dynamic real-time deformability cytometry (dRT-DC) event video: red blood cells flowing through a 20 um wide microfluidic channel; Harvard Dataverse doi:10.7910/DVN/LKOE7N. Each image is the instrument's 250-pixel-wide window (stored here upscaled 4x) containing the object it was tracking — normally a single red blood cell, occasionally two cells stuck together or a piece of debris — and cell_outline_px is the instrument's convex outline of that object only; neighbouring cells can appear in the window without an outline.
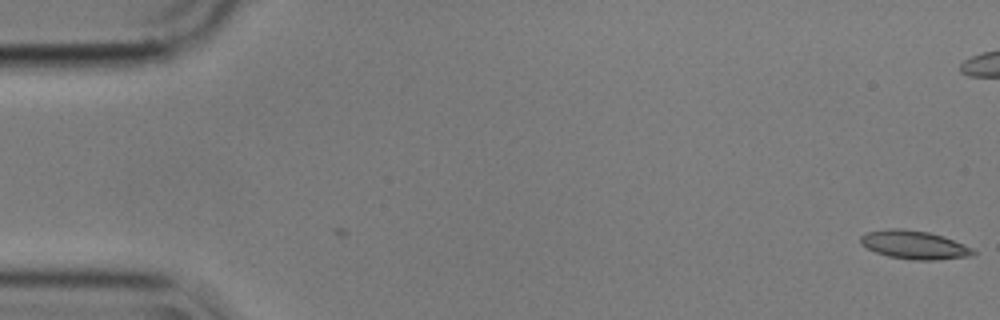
{"species": "common noctule bat (a hibernating species)", "species_latin": "Nyctalus noctula", "temperature_condition": "cold", "stored_images_in_passage": 57, "camera_frame_rate_fps": 3000, "um_per_image_px": 0.085, "animal": {"sex": "male", "body_mass_g": 17.9}, "frame": {"image": 1, "passage_image": 1, "time_ms": 0.0, "image_size_px": [1000, 320], "cell_outline_px": [[976, 252], [972, 256], [936, 260], [916, 260], [888, 256], [876, 252], [860, 244], [860, 236], [868, 232], [888, 228], [904, 228], [928, 232], [944, 236], [964, 244], [972, 248]], "centroid_in_image_um": [77.72, 20.8], "position_along_channel_um": 7.3, "area_um2": 18.73}}
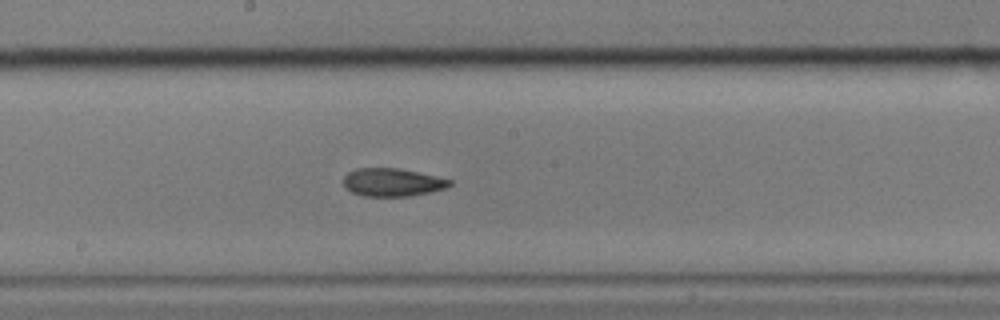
{"frame": {"image": 2, "passage_image": 30, "time_ms": 9.667, "image_size_px": [1000, 320], "cell_outline_px": [[452, 184], [448, 188], [432, 192], [408, 196], [364, 196], [352, 192], [344, 184], [344, 176], [348, 172], [356, 168], [400, 168], [436, 176], [452, 180]], "centroid_in_image_um": [33.39, 15.49], "position_along_channel_um": 214.8, "area_um2": 17.4}}
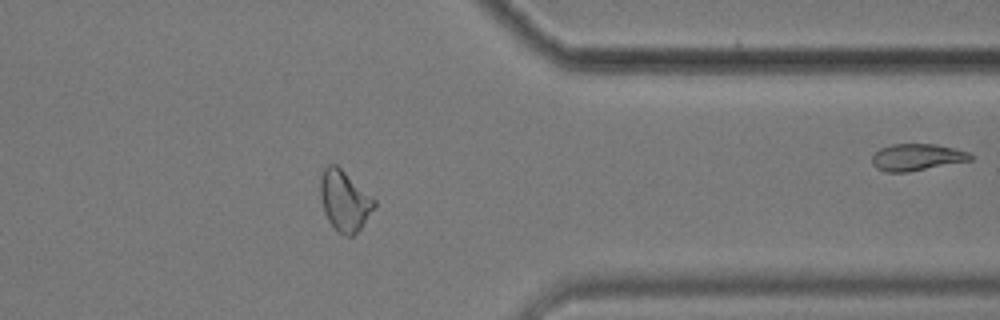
{"frame": {"image": 3, "passage_image": 45, "time_ms": 14.667, "image_size_px": [1000, 320], "cell_outline_px": [[376, 204], [360, 228], [352, 236], [344, 236], [328, 220], [324, 212], [320, 196], [320, 176], [324, 168], [328, 164], [336, 164], [372, 196], [376, 200]], "centroid_in_image_um": [29.26, 17.03], "position_along_channel_um": 382.1, "area_um2": 18.73}, "authors_computed_cell_mechanics": {"area_um2": 18.0914, "velocity_mm_per_s": 3.5599, "shape_relaxation_time_tau1_ms": 9.5111, "shape_relaxation_time_tau2_ms": 4.1357, "deformation_change_tau1": 0.2028, "deformation_change_tau2": 0.1125}}